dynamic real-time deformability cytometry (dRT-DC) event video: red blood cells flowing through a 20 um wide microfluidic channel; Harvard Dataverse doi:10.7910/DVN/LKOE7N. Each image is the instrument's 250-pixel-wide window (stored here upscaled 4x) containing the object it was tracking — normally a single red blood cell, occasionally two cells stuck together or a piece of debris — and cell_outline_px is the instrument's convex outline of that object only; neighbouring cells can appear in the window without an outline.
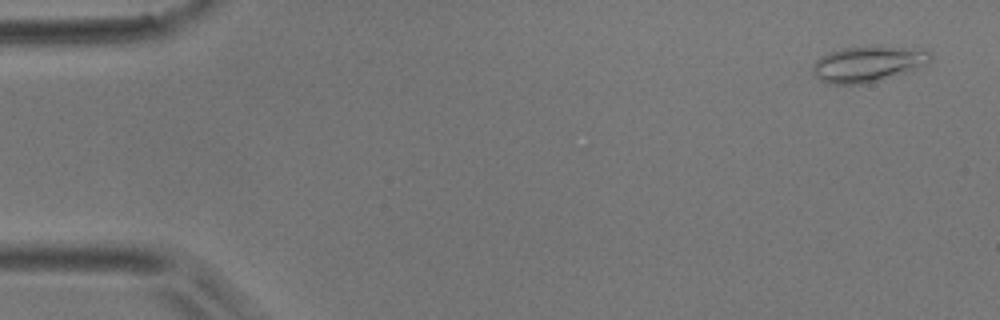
{"species": "common noctule bat (a hibernating species)", "species_latin": "Nyctalus noctula", "temperature_condition": "room temperature", "stored_images_in_passage": 52, "camera_frame_rate_fps": 3000, "um_per_image_px": 0.085, "animal": {"sex": "male", "body_mass_g": 17.9}, "frame": {"image": 1, "passage_image": 3, "time_ms": 0.667, "image_size_px": [1000, 320], "cell_outline_px": [[932, 60], [928, 64], [880, 80], [860, 84], [828, 84], [820, 80], [812, 72], [812, 64], [820, 56], [840, 48], [868, 44], [876, 44], [928, 48], [932, 52]], "centroid_in_image_um": [73.83, 5.37], "position_along_channel_um": 11.2, "area_um2": 25.61}}
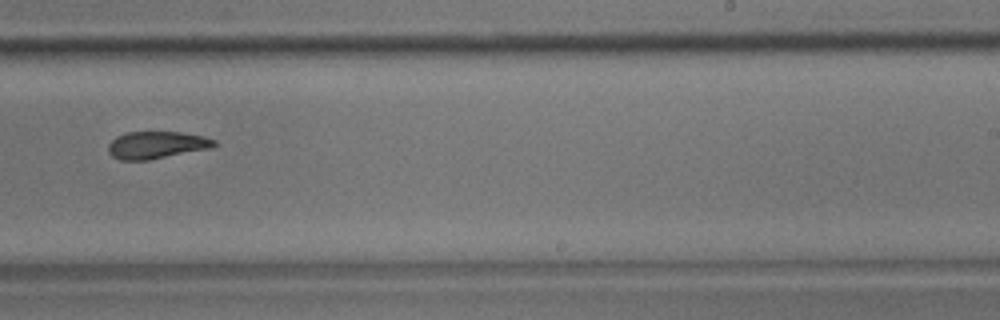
{"frame": {"image": 2, "passage_image": 33, "time_ms": 10.667, "image_size_px": [1000, 320], "cell_outline_px": [[216, 144], [208, 148], [148, 160], [120, 160], [112, 156], [108, 152], [108, 144], [116, 136], [128, 132], [180, 132], [204, 136], [216, 140]], "centroid_in_image_um": [13.26, 12.32], "position_along_channel_um": 275.7, "area_um2": 16.65}}
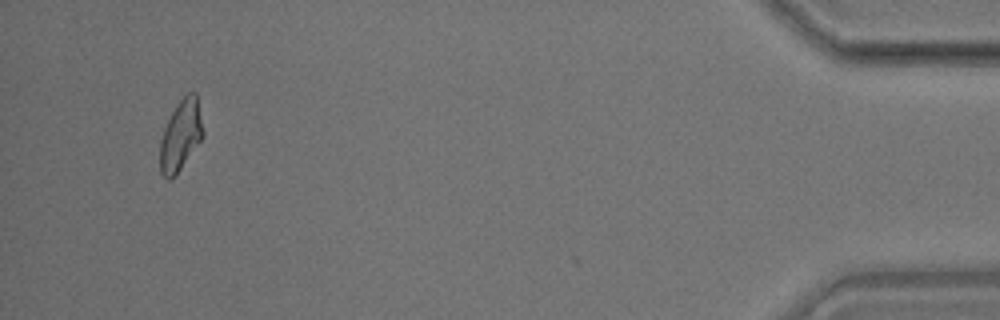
{"frame": {"image": 3, "passage_image": 50, "time_ms": 16.333, "image_size_px": [1000, 320], "cell_outline_px": [[204, 136], [172, 180], [168, 180], [160, 172], [160, 140], [164, 128], [176, 104], [188, 92], [196, 92], [204, 132]], "centroid_in_image_um": [15.36, 11.51], "position_along_channel_um": 419.8, "area_um2": 17.69}, "authors_computed_cell_mechanics": {"area_um2": 17.918, "velocity_mm_per_s": 3.8559, "shape_relaxation_time_tau1_ms": 8.7927, "shape_relaxation_time_tau2_ms": 3.4179, "deformation_change_tau1": 0.2025, "deformation_change_tau2": 0.0993}}